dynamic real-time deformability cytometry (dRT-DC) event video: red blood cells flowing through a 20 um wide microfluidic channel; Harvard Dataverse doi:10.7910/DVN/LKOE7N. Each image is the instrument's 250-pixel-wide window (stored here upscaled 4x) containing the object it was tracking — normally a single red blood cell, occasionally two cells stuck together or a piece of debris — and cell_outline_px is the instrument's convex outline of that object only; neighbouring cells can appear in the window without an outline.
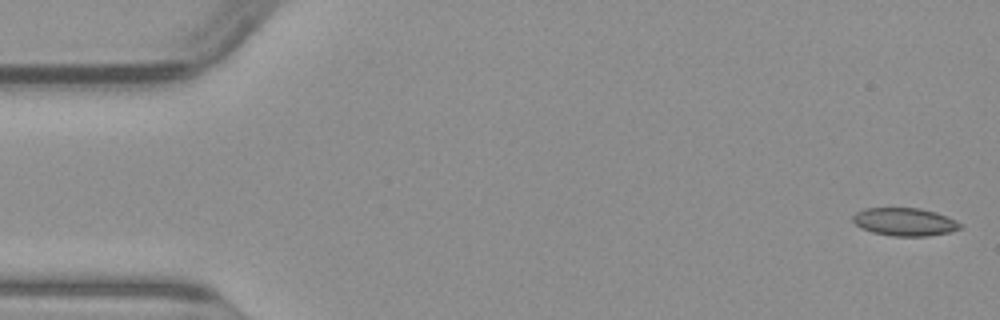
{"species": "common noctule bat (a hibernating species)", "species_latin": "Nyctalus noctula", "temperature_condition": "warm", "stored_images_in_passage": 49, "camera_frame_rate_fps": 3000, "um_per_image_px": 0.085, "animal": {"sex": "male", "body_mass_g": 23.1, "forearm_length_mm": 52.7}, "frame": {"image": 1, "passage_image": 1, "time_ms": 0.0, "image_size_px": [1000, 320], "cell_outline_px": [[964, 228], [948, 232], [928, 236], [892, 236], [872, 232], [860, 228], [852, 220], [852, 216], [856, 212], [864, 208], [920, 208], [936, 212], [956, 220], [964, 224]], "centroid_in_image_um": [76.92, 18.86], "position_along_channel_um": 8.1, "area_um2": 17.69}}
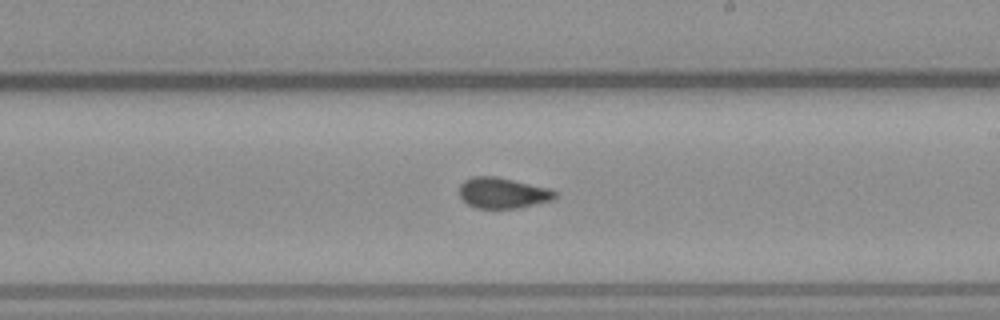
{"frame": {"image": 2, "passage_image": 28, "time_ms": 9.0, "image_size_px": [1000, 320], "cell_outline_px": [[560, 192], [552, 200], [520, 208], [476, 208], [468, 204], [460, 196], [460, 184], [464, 180], [472, 176], [496, 176], [548, 188]], "centroid_in_image_um": [42.75, 16.4], "position_along_channel_um": 246.3, "area_um2": 17.17}}
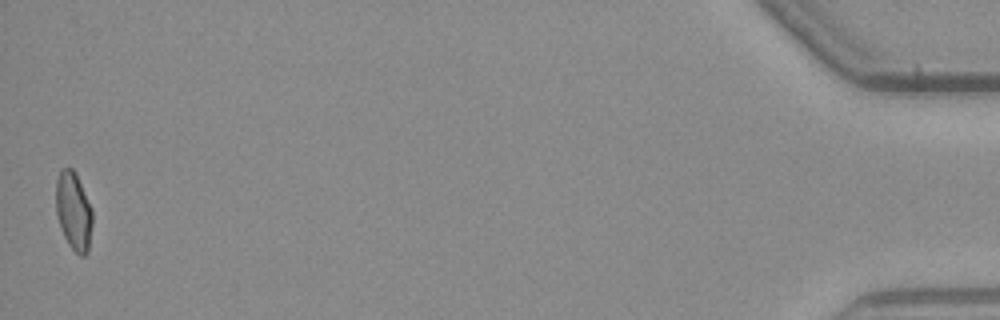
{"frame": {"image": 3, "passage_image": 49, "time_ms": 16.0, "image_size_px": [1000, 320], "cell_outline_px": [[92, 224], [88, 252], [84, 256], [80, 256], [68, 244], [64, 236], [56, 216], [56, 180], [60, 172], [64, 168], [72, 168], [76, 172], [92, 208]], "centroid_in_image_um": [6.26, 17.95], "position_along_channel_um": 428.9, "area_um2": 16.7}}